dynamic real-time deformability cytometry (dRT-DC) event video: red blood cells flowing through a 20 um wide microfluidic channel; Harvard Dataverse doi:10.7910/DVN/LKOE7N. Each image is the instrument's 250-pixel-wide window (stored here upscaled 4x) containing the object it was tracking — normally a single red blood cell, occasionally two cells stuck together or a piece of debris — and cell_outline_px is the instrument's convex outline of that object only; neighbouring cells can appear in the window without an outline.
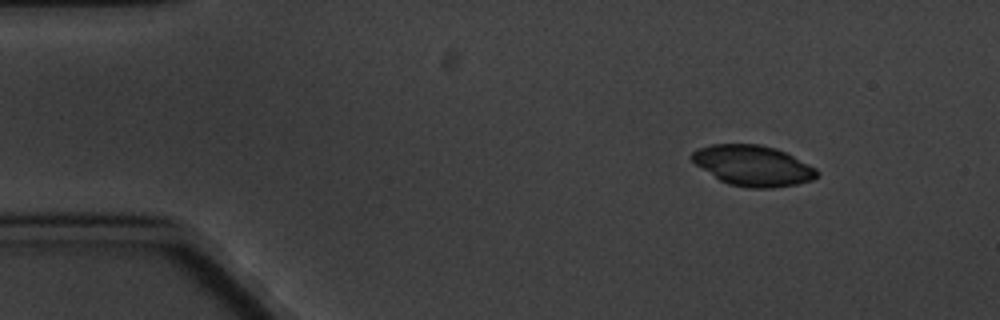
{"species": "common noctule bat (a hibernating species)", "species_latin": "Nyctalus noctula", "temperature_condition": "cold", "stored_images_in_passage": 5, "segment_of_instrument_passage": [1, 2], "camera_frame_rate_fps": 3000, "um_per_image_px": 0.085, "animal": {"sex": "male", "body_mass_g": 20.1, "forearm_length_mm": 53.5}, "frame": {"image": 1, "passage_image": 1, "time_ms": 0.0, "image_size_px": [1000, 320], "cell_outline_px": [[820, 172], [812, 180], [796, 184], [772, 188], [748, 188], [728, 184], [720, 180], [696, 164], [688, 156], [696, 148], [712, 144], [760, 144], [776, 148], [816, 168]], "centroid_in_image_um": [63.97, 14.07], "position_along_channel_um": 21.0, "area_um2": 29.48}}